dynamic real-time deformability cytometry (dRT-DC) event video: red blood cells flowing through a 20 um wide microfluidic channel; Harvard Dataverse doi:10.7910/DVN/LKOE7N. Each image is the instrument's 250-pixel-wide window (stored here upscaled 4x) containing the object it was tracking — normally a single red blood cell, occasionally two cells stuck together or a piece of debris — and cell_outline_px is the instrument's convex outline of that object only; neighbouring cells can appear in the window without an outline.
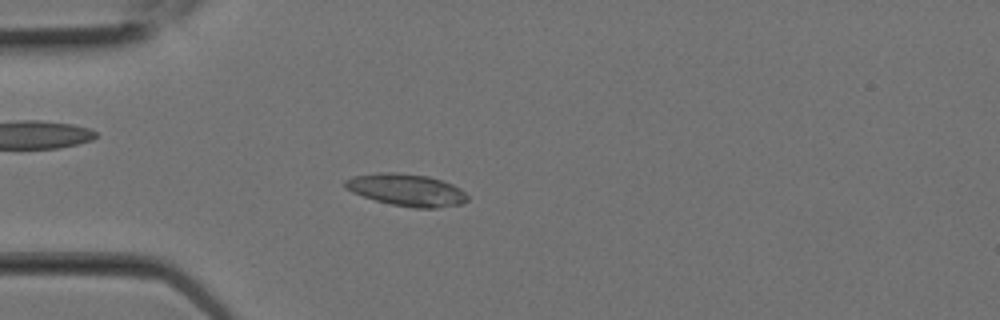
{"species": "Egyptian fruit bat (a non-hibernating species)", "species_latin": "Rousettus aegyptiacus", "temperature_condition": "room temperature", "stored_images_in_passage": 3, "camera_frame_rate_fps": 3000, "um_per_image_px": 0.085, "animal": {"sex": "female"}, "frame": {"image": 1, "passage_image": 3, "time_ms": 0.667, "image_size_px": [1000, 320], "cell_outline_px": [[468, 200], [460, 204], [436, 208], [416, 208], [392, 204], [376, 200], [352, 192], [344, 188], [344, 180], [352, 176], [380, 172], [396, 172], [428, 176], [452, 184], [460, 188], [468, 196]], "centroid_in_image_um": [34.54, 16.13], "position_along_channel_um": 50.5, "area_um2": 22.83}}